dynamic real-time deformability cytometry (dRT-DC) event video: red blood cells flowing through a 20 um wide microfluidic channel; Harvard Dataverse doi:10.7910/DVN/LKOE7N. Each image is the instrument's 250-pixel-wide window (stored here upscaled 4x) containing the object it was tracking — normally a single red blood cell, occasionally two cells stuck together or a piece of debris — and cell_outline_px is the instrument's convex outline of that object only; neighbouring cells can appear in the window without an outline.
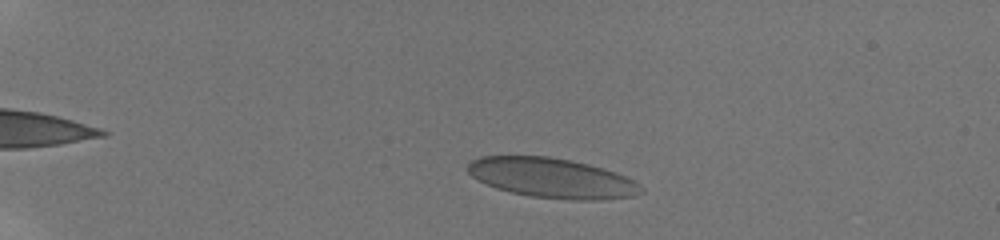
{"species": "human", "species_latin": "Homo sapiens", "temperature_condition": "room temperature", "stored_images_in_passage": 17, "camera_frame_rate_fps": 3000, "um_per_image_px": 0.085, "donor": {"sex": "male"}, "frame": {"image": 1, "passage_image": 6, "time_ms": 2.667, "image_size_px": [1000, 240], "cell_outline_px": [[644, 192], [636, 196], [600, 200], [568, 200], [532, 196], [512, 192], [496, 188], [472, 176], [468, 172], [468, 164], [472, 160], [480, 156], [548, 156], [572, 160], [604, 168], [624, 176], [640, 184], [644, 188]], "centroid_in_image_um": [46.97, 15.13], "position_along_channel_um": 38.0, "area_um2": 40.23}}
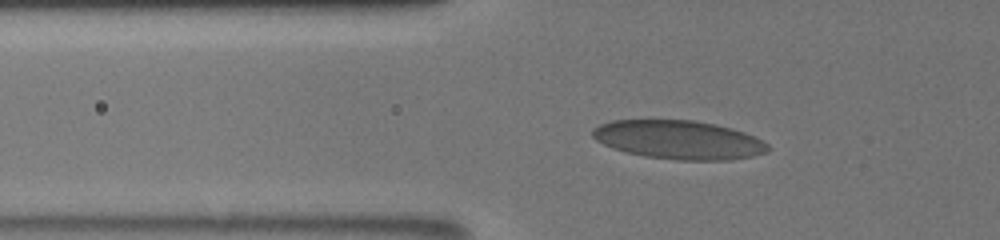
{"frame": {"image": 2, "passage_image": 12, "time_ms": 5.333, "image_size_px": [1000, 240], "cell_outline_px": [[768, 152], [752, 156], [728, 160], [680, 160], [644, 156], [612, 148], [596, 140], [592, 136], [592, 128], [600, 124], [612, 120], [696, 120], [716, 124], [732, 128], [744, 132], [768, 144]], "centroid_in_image_um": [57.68, 11.87], "position_along_channel_um": 68.1, "area_um2": 39.48}}
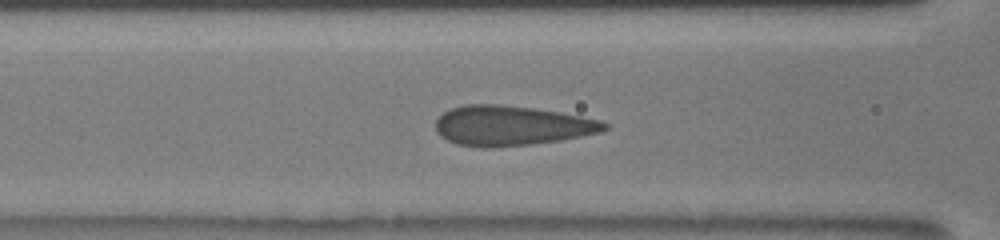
{"frame": {"image": 3, "passage_image": 16, "time_ms": 7.0, "image_size_px": [1000, 240], "cell_outline_px": [[608, 128], [600, 132], [560, 140], [532, 144], [484, 148], [480, 148], [456, 144], [440, 136], [436, 132], [436, 120], [448, 108], [464, 104], [500, 104], [536, 108], [560, 112], [600, 120], [608, 124]], "centroid_in_image_um": [43.43, 10.67], "position_along_channel_um": 123.2, "area_um2": 39.42}}